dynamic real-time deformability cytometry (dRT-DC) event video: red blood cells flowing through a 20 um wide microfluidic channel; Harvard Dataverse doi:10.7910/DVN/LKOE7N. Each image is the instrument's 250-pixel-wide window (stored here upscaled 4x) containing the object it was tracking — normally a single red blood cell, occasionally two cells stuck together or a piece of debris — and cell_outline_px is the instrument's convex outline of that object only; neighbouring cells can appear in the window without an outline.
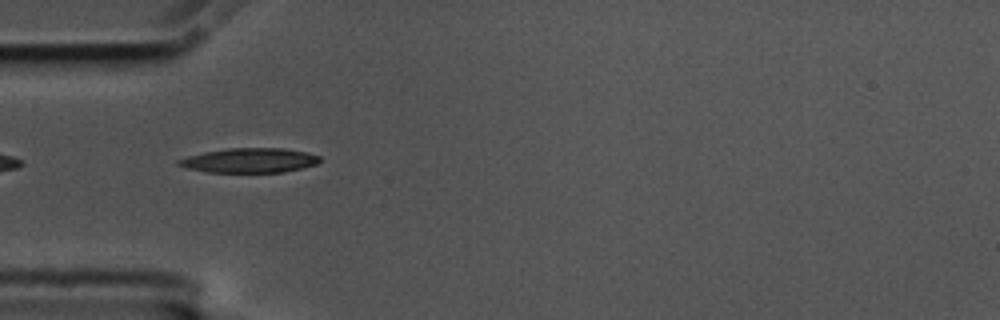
{"species": "common noctule bat (a hibernating species)", "species_latin": "Nyctalus noctula", "temperature_condition": "cold", "stored_images_in_passage": 41, "camera_frame_rate_fps": 3000, "um_per_image_px": 0.085, "animal": {"sex": "male", "body_mass_g": 17.5, "forearm_length_mm": 52.3}, "frame": {"image": 1, "passage_image": 1, "time_ms": 0.0, "image_size_px": [1000, 320], "cell_outline_px": [[320, 160], [316, 164], [284, 172], [208, 172], [188, 168], [176, 164], [176, 160], [188, 156], [204, 152], [228, 148], [284, 148], [308, 152], [320, 156]], "centroid_in_image_um": [21.21, 13.62], "position_along_channel_um": 63.8, "area_um2": 20.17}}
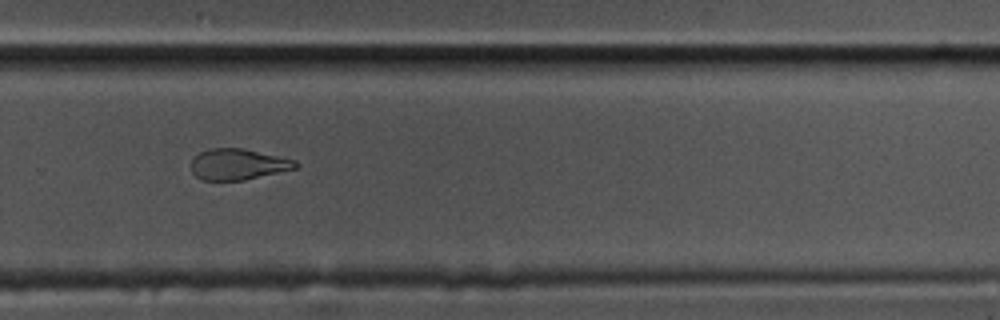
{"frame": {"image": 2, "passage_image": 22, "time_ms": 7.0, "image_size_px": [1000, 320], "cell_outline_px": [[300, 164], [296, 168], [244, 180], [200, 180], [192, 172], [192, 160], [200, 152], [208, 148], [244, 148], [296, 160]], "centroid_in_image_um": [20.24, 13.96], "position_along_channel_um": 309.6, "area_um2": 18.84}}
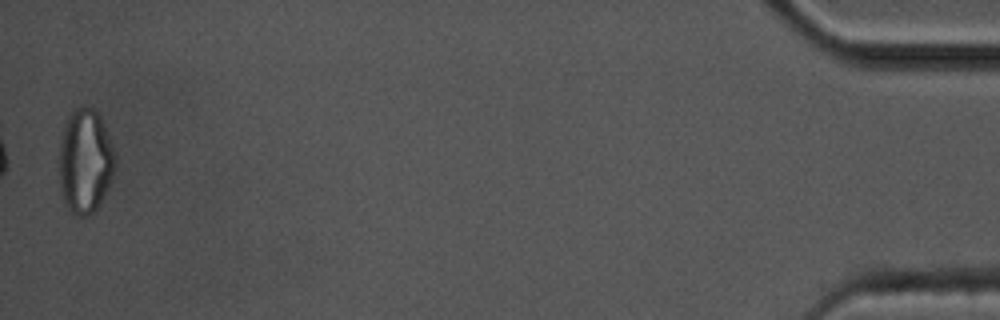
{"frame": {"image": 3, "passage_image": 40, "time_ms": 13.0, "image_size_px": [1000, 320], "cell_outline_px": [[116, 168], [96, 208], [88, 216], [76, 216], [64, 204], [60, 196], [60, 144], [64, 124], [68, 116], [80, 104], [92, 108], [100, 116], [104, 124], [112, 144], [116, 156]], "centroid_in_image_um": [7.23, 13.68], "position_along_channel_um": 428.0, "area_um2": 34.04}, "authors_computed_cell_mechanics": {"area_um2": 20.2878, "velocity_mm_per_s": 3.5251, "shape_relaxation_time_tau1_ms": 6.1851, "shape_relaxation_time_tau2_ms": 7.8832, "deformation_change_tau1": 0.2182, "deformation_change_tau2": 0.1483}}